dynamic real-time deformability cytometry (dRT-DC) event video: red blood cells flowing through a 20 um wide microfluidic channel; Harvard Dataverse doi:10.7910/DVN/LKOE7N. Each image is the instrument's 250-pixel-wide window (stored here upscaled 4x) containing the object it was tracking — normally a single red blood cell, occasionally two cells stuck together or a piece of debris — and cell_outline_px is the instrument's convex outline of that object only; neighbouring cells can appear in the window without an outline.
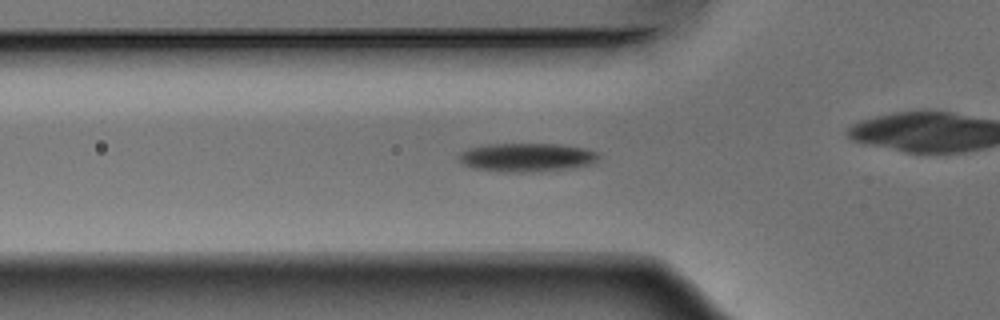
{"species": "Egyptian fruit bat (a non-hibernating species)", "species_latin": "Rousettus aegyptiacus", "temperature_condition": "warm", "stored_images_in_passage": 36, "camera_frame_rate_fps": 3000, "um_per_image_px": 0.085, "animal": {"sex": "male"}, "frame": {"image": 1, "passage_image": 11, "time_ms": 3.333, "image_size_px": [1000, 320], "cell_outline_px": [[600, 156], [592, 164], [568, 168], [524, 172], [500, 172], [472, 168], [464, 164], [456, 156], [460, 152], [468, 148], [488, 144], [556, 144], [584, 148], [596, 152]], "centroid_in_image_um": [44.71, 13.37], "position_along_channel_um": 81.1, "area_um2": 23.18}}
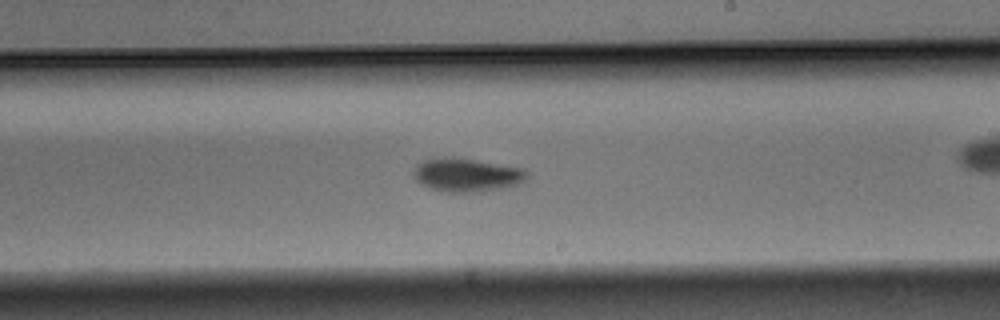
{"frame": {"image": 2, "passage_image": 24, "time_ms": 7.667, "image_size_px": [1000, 320], "cell_outline_px": [[528, 176], [524, 180], [516, 184], [500, 188], [480, 192], [448, 192], [432, 188], [420, 184], [416, 180], [416, 168], [424, 160], [444, 156], [472, 160], [524, 168], [528, 172]], "centroid_in_image_um": [39.7, 14.87], "position_along_channel_um": 249.3, "area_um2": 21.56}}
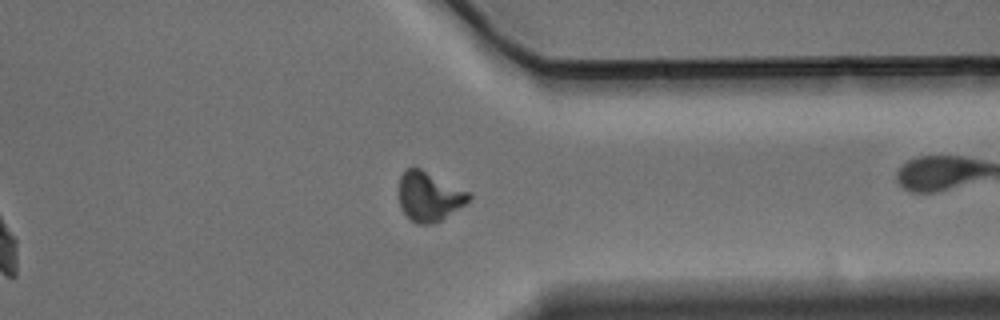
{"frame": {"image": 3, "passage_image": 34, "time_ms": 11.0, "image_size_px": [1000, 320], "cell_outline_px": [[472, 196], [464, 204], [440, 220], [432, 224], [416, 224], [404, 212], [400, 204], [400, 176], [404, 168], [412, 164], [472, 192]], "centroid_in_image_um": [36.48, 16.64], "position_along_channel_um": 374.9, "area_um2": 20.23}}